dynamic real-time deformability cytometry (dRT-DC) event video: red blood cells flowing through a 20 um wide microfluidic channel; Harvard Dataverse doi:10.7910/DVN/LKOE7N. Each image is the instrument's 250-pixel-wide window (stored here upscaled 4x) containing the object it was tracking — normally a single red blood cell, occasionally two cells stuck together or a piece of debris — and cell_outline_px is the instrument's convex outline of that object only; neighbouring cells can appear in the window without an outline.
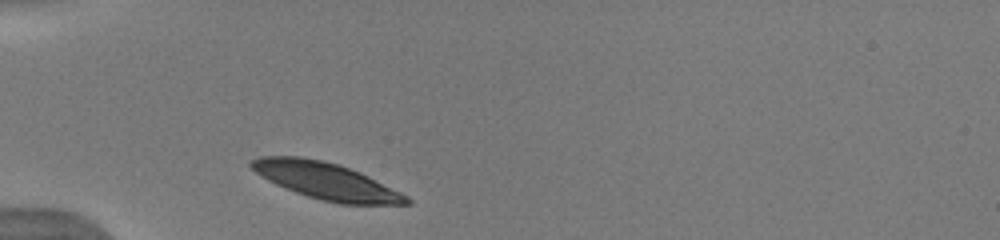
{"species": "human", "species_latin": "Homo sapiens", "temperature_condition": "warm", "stored_images_in_passage": 31, "camera_frame_rate_fps": 3000, "um_per_image_px": 0.085, "donor": {"sex": "male"}, "frame": {"image": 1, "passage_image": 1, "time_ms": 0.0, "image_size_px": [1000, 240], "cell_outline_px": [[412, 204], [340, 204], [320, 200], [296, 192], [276, 184], [268, 180], [256, 172], [248, 164], [252, 160], [260, 156], [300, 156], [320, 160], [336, 164], [360, 172], [408, 196], [412, 200]], "centroid_in_image_um": [27.72, 15.39], "position_along_channel_um": 57.3, "area_um2": 32.83}}
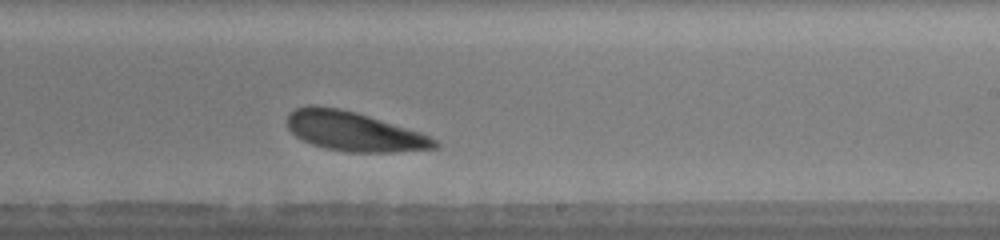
{"frame": {"image": 2, "passage_image": 18, "time_ms": 5.667, "image_size_px": [1000, 240], "cell_outline_px": [[440, 148], [392, 152], [348, 152], [324, 148], [312, 144], [296, 136], [288, 128], [288, 116], [296, 108], [308, 104], [312, 104], [340, 108], [356, 112], [420, 132], [436, 140], [440, 144]], "centroid_in_image_um": [30.09, 11.17], "position_along_channel_um": 258.9, "area_um2": 33.76}, "authors_computed_cell_mechanics": {"area_um2": 34.0442, "velocity_mm_per_s": 3.8268, "shape_relaxation_time_tau1_ms": 1.8128, "shape_relaxation_time_tau2_ms": null, "deformation_change_tau1": 0.1085, "deformation_change_tau2": null}}